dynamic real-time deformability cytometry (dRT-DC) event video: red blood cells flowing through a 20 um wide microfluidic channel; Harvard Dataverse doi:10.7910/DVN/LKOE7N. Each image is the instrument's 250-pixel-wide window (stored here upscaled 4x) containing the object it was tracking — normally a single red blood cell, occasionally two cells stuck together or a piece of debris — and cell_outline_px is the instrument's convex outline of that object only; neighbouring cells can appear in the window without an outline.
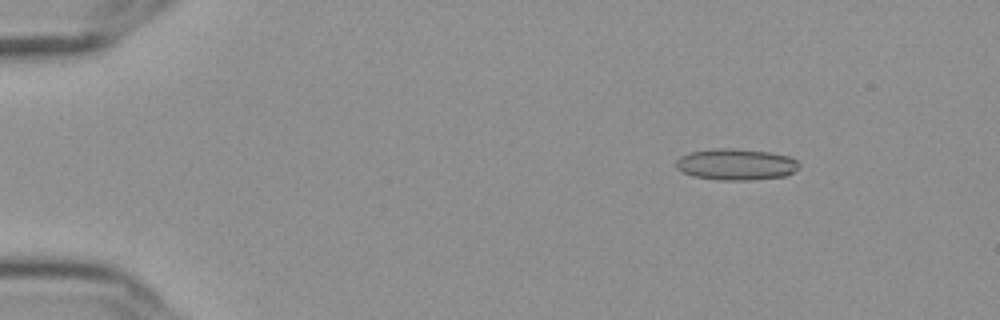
{"species": "Egyptian fruit bat (a non-hibernating species)", "species_latin": "Rousettus aegyptiacus", "temperature_condition": "cold", "stored_images_in_passage": 57, "camera_frame_rate_fps": 3000, "um_per_image_px": 0.085, "frame": {"image": 1, "passage_image": 8, "time_ms": 2.333, "image_size_px": [1000, 320], "cell_outline_px": [[800, 168], [784, 176], [748, 180], [716, 180], [692, 176], [676, 168], [676, 160], [680, 156], [688, 152], [712, 148], [732, 148], [772, 152], [788, 156], [796, 160], [800, 164]], "centroid_in_image_um": [62.54, 13.96], "position_along_channel_um": 22.5, "area_um2": 22.72}}
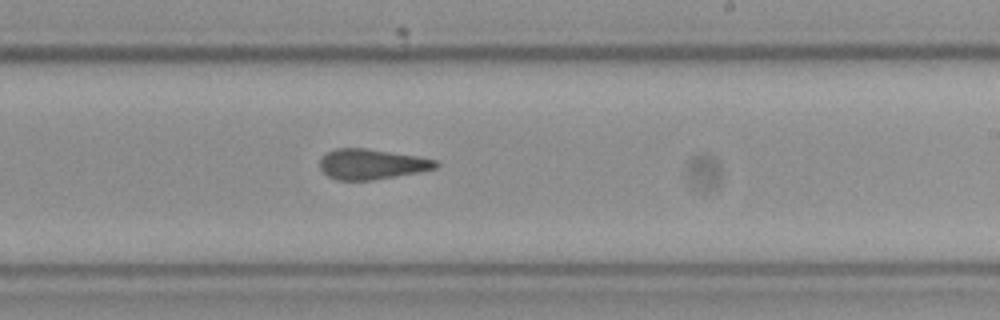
{"frame": {"image": 2, "passage_image": 35, "time_ms": 11.333, "image_size_px": [1000, 320], "cell_outline_px": [[440, 164], [436, 168], [416, 172], [372, 180], [336, 180], [328, 176], [320, 168], [320, 160], [328, 152], [336, 148], [368, 148], [416, 156], [436, 160]], "centroid_in_image_um": [31.57, 13.95], "position_along_channel_um": 257.4, "area_um2": 20.23}}
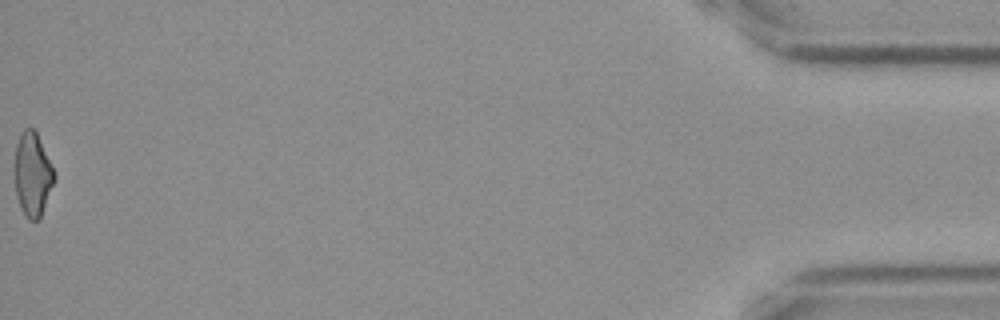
{"frame": {"image": 3, "passage_image": 57, "time_ms": 18.667, "image_size_px": [1000, 320], "cell_outline_px": [[56, 176], [40, 220], [28, 220], [20, 204], [16, 192], [12, 176], [12, 168], [16, 144], [20, 132], [24, 128], [32, 128], [36, 132]], "centroid_in_image_um": [2.72, 14.81], "position_along_channel_um": 432.5, "area_um2": 19.59}, "authors_computed_cell_mechanics": {"area_um2": 21.097, "velocity_mm_per_s": 3.6427, "shape_relaxation_time_tau1_ms": null, "shape_relaxation_time_tau2_ms": 3.0413, "deformation_change_tau1": null, "deformation_change_tau2": 0.1073}}